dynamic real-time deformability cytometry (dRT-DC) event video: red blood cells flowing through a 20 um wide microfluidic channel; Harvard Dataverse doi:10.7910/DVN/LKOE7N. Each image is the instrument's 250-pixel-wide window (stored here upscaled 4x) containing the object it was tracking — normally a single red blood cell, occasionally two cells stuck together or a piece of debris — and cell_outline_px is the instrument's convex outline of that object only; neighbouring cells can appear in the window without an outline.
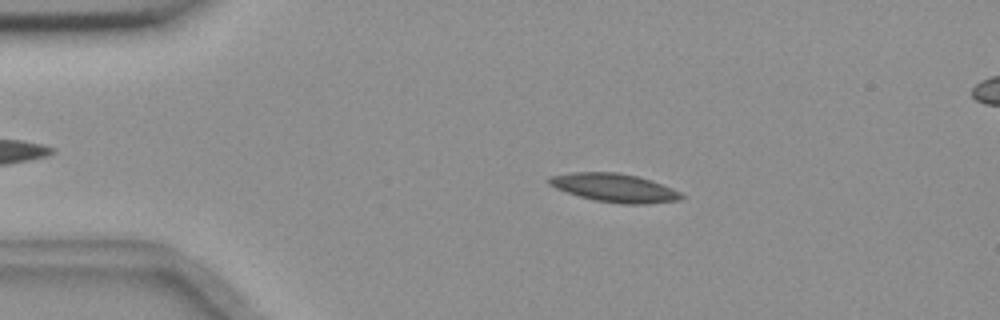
{"species": "common noctule bat (a hibernating species)", "species_latin": "Nyctalus noctula", "temperature_condition": "room temperature", "stored_images_in_passage": 47, "camera_frame_rate_fps": 3000, "um_per_image_px": 0.085, "animal": {"sex": "female", "body_mass_g": 18.4}, "frame": {"image": 1, "passage_image": 10, "time_ms": 3.0, "image_size_px": [1000, 320], "cell_outline_px": [[684, 196], [680, 200], [648, 204], [620, 204], [596, 200], [580, 196], [556, 188], [548, 184], [548, 176], [572, 172], [616, 172], [636, 176], [672, 188], [680, 192]], "centroid_in_image_um": [52.21, 15.96], "position_along_channel_um": 32.8, "area_um2": 21.73}}
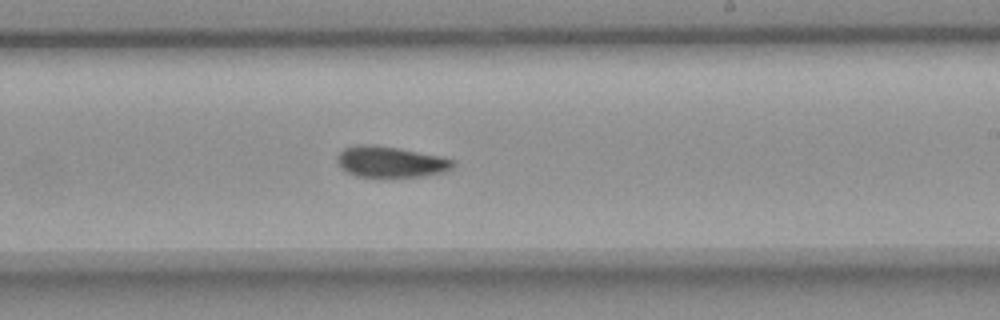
{"frame": {"image": 2, "passage_image": 32, "time_ms": 10.333, "image_size_px": [1000, 320], "cell_outline_px": [[456, 164], [452, 172], [424, 176], [356, 176], [340, 168], [336, 160], [336, 156], [344, 148], [360, 144], [372, 144], [400, 148], [440, 156], [452, 160]], "centroid_in_image_um": [33.24, 13.75], "position_along_channel_um": 255.8, "area_um2": 21.15}}
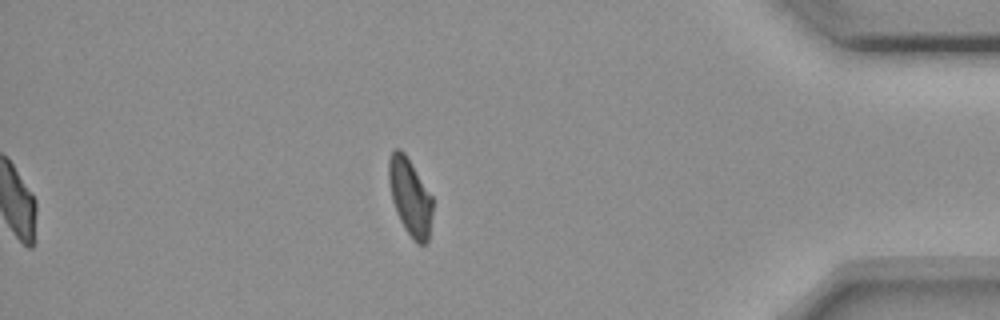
{"frame": {"image": 3, "passage_image": 47, "time_ms": 15.333, "image_size_px": [1000, 320], "cell_outline_px": [[432, 212], [428, 240], [424, 244], [416, 244], [400, 220], [396, 212], [392, 200], [388, 180], [388, 160], [392, 152], [396, 148], [400, 148], [404, 152], [432, 196]], "centroid_in_image_um": [34.84, 16.72], "position_along_channel_um": 400.4, "area_um2": 19.48}, "authors_computed_cell_mechanics": {"area_um2": 21.1548, "velocity_mm_per_s": 3.6601, "shape_relaxation_time_tau1_ms": 7.907, "shape_relaxation_time_tau2_ms": 4.2902, "deformation_change_tau1": 0.1649, "deformation_change_tau2": 0.1021}}